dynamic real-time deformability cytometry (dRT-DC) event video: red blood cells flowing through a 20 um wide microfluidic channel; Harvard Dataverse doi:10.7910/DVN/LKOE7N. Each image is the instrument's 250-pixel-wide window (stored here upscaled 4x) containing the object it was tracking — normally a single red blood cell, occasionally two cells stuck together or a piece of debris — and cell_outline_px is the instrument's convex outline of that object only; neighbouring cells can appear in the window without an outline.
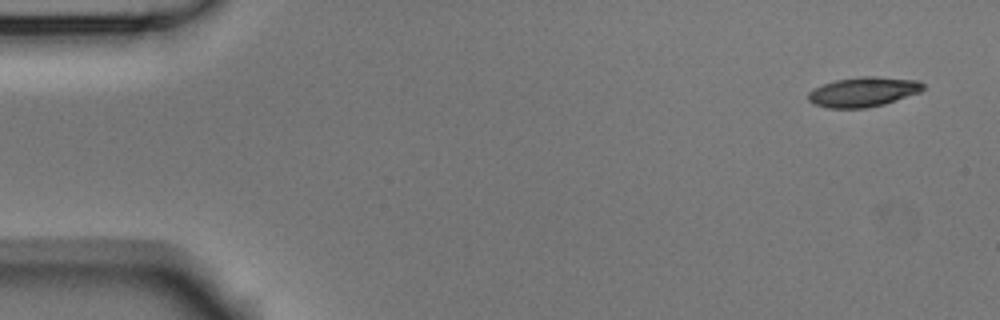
{"species": "Egyptian fruit bat (a non-hibernating species)", "species_latin": "Rousettus aegyptiacus", "temperature_condition": "room temperature", "stored_images_in_passage": 5, "camera_frame_rate_fps": 3000, "um_per_image_px": 0.085, "animal": {"sex": "male"}, "frame": {"image": 1, "passage_image": 1, "time_ms": 0.0, "image_size_px": [1000, 320], "cell_outline_px": [[924, 88], [920, 92], [884, 104], [868, 108], [828, 108], [816, 104], [808, 100], [808, 92], [824, 84], [836, 80], [864, 76], [876, 76], [920, 80], [924, 84]], "centroid_in_image_um": [73.42, 7.81], "position_along_channel_um": 11.6, "area_um2": 19.83}}
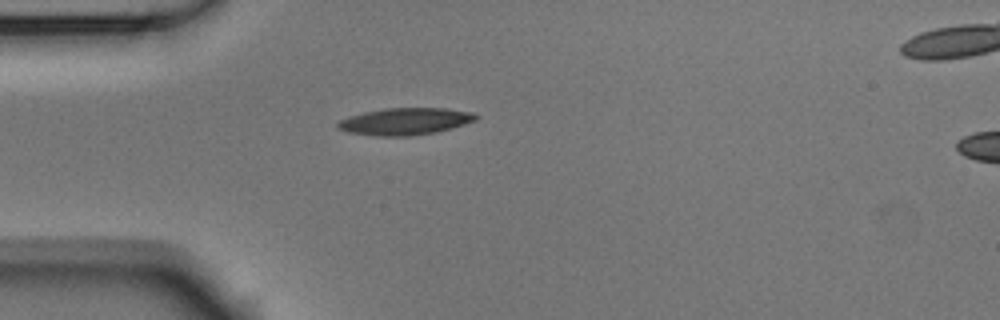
{"frame": {"image": 2, "passage_image": 4, "time_ms": 1.0, "image_size_px": [1000, 320], "cell_outline_px": [[480, 116], [476, 120], [452, 128], [436, 132], [408, 136], [376, 136], [348, 132], [336, 128], [336, 124], [340, 120], [348, 116], [364, 112], [384, 108], [448, 108], [472, 112]], "centroid_in_image_um": [34.43, 10.31], "position_along_channel_um": 50.6, "area_um2": 21.85}}